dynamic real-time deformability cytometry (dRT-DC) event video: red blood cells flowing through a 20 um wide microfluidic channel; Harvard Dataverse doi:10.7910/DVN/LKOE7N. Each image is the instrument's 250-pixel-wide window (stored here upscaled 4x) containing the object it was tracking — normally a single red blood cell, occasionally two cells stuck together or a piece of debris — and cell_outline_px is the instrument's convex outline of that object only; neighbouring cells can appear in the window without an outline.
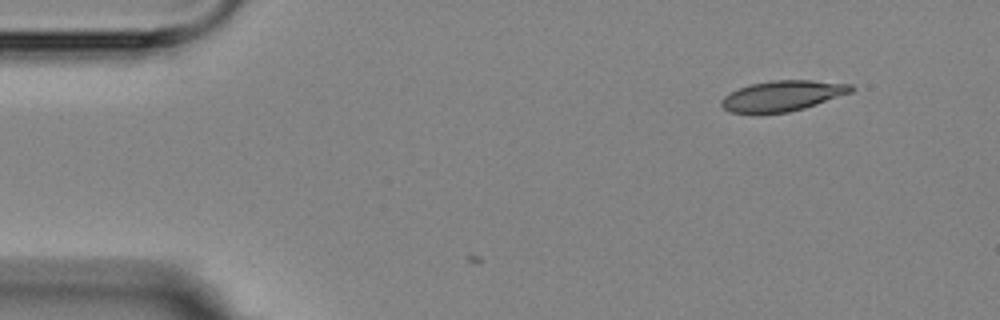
{"species": "Egyptian fruit bat (a non-hibernating species)", "species_latin": "Rousettus aegyptiacus", "temperature_condition": "room temperature", "stored_images_in_passage": 2, "camera_frame_rate_fps": 3000, "um_per_image_px": 0.085, "animal": {"sex": "female"}, "frame": {"image": 1, "passage_image": 2, "time_ms": 1.0, "image_size_px": [1000, 320], "cell_outline_px": [[856, 88], [852, 92], [804, 108], [788, 112], [728, 112], [720, 104], [720, 100], [728, 92], [748, 84], [772, 80], [812, 80], [852, 84]], "centroid_in_image_um": [66.51, 8.12], "position_along_channel_um": 18.5, "area_um2": 23.0}}